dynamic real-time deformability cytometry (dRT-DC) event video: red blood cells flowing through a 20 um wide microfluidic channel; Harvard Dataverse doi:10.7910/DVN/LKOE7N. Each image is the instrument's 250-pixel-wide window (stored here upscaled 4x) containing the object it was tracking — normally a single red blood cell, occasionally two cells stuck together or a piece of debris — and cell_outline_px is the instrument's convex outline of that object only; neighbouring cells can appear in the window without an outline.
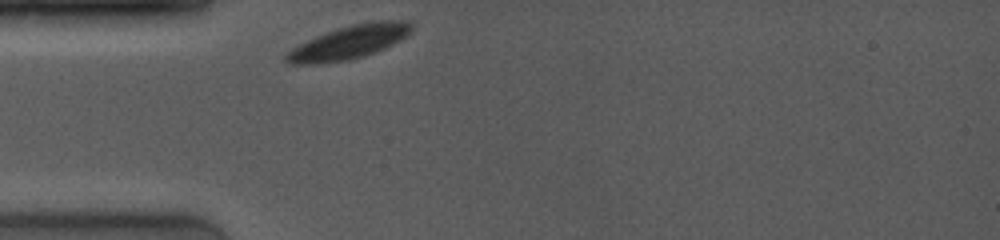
{"species": "common noctule bat (a hibernating species)", "species_latin": "Nyctalus noctula", "temperature_condition": "room temperature", "stored_images_in_passage": 10, "camera_frame_rate_fps": 4000, "um_per_image_px": 0.085, "animal": {"sex": "female", "body_mass_g": 19.0, "forearm_length_mm": 53.3}, "frame": {"image": 1, "passage_image": 1, "time_ms": 0.0, "image_size_px": [1000, 240], "cell_outline_px": [[412, 28], [404, 36], [392, 44], [384, 48], [364, 56], [348, 60], [308, 64], [288, 64], [284, 60], [284, 56], [292, 48], [316, 36], [352, 24], [376, 20], [408, 20], [412, 24]], "centroid_in_image_um": [29.66, 3.59], "position_along_channel_um": 55.3, "area_um2": 23.99}}
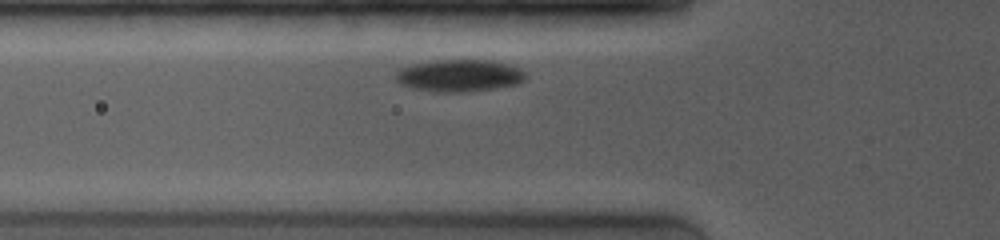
{"frame": {"image": 2, "passage_image": 7, "time_ms": 1.0, "image_size_px": [1000, 240], "cell_outline_px": [[524, 80], [516, 84], [472, 92], [444, 92], [412, 88], [400, 84], [396, 80], [396, 72], [400, 68], [416, 64], [436, 60], [492, 60], [508, 64], [520, 68], [524, 72]], "centroid_in_image_um": [39.05, 6.42], "position_along_channel_um": 86.8, "area_um2": 24.16}}